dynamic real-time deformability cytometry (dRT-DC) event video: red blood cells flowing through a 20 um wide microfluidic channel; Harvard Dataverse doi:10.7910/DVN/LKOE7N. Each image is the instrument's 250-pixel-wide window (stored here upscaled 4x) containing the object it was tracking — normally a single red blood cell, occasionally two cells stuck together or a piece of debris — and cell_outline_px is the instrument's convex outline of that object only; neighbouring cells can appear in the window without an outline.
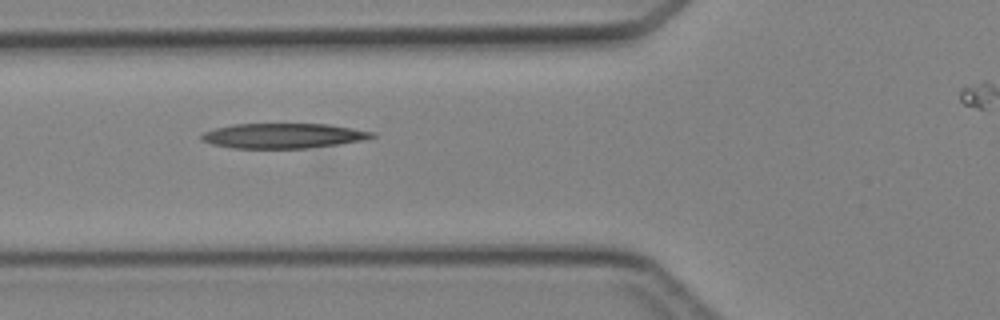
{"species": "Egyptian fruit bat (a non-hibernating species)", "species_latin": "Rousettus aegyptiacus", "temperature_condition": "cold", "stored_images_in_passage": 10, "camera_frame_rate_fps": 3000, "um_per_image_px": 0.085, "animal": {"sex": "female"}, "frame": {"image": 1, "passage_image": 8, "time_ms": 8.0, "image_size_px": [1000, 320], "cell_outline_px": [[376, 136], [360, 140], [336, 144], [308, 148], [232, 148], [212, 144], [200, 140], [200, 136], [204, 132], [216, 128], [232, 124], [328, 124], [376, 132]], "centroid_in_image_um": [24.04, 11.54], "position_along_channel_um": 101.8, "area_um2": 24.68}}